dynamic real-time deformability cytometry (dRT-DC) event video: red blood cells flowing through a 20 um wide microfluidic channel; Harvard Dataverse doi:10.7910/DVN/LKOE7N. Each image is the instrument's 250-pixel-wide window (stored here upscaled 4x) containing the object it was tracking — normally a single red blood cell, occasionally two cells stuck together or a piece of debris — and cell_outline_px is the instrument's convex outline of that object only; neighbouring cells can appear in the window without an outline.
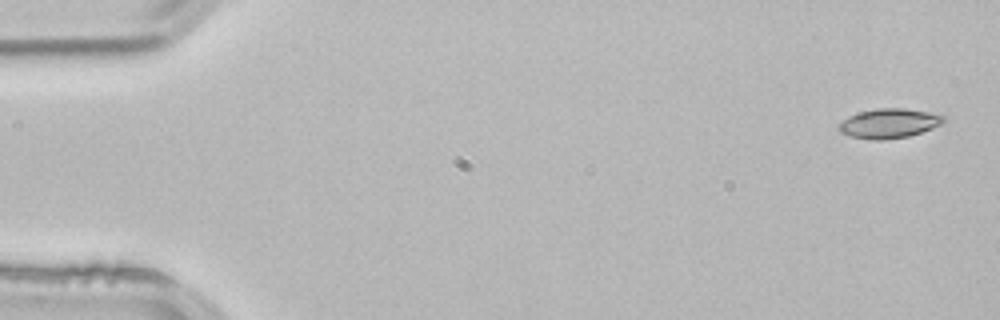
{"species": "common noctule bat (a hibernating species)", "species_latin": "Nyctalus noctula", "temperature_condition": "room temperature", "stored_images_in_passage": 3, "camera_frame_rate_fps": 3000, "um_per_image_px": 0.085, "animal": {"sex": "male", "body_mass_g": 21.5, "forearm_length_mm": 52.0}, "frame": {"image": 1, "passage_image": 1, "time_ms": 0.0, "image_size_px": [1000, 320], "cell_outline_px": [[944, 120], [940, 124], [932, 128], [908, 136], [884, 140], [868, 140], [852, 136], [840, 132], [836, 128], [848, 116], [860, 112], [876, 108], [904, 108], [928, 112], [944, 116]], "centroid_in_image_um": [75.53, 10.49], "position_along_channel_um": 9.5, "area_um2": 17.86}}
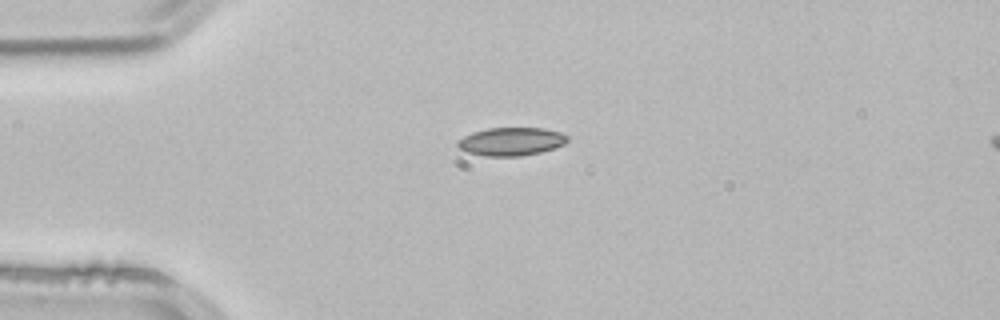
{"frame": {"image": 2, "passage_image": 3, "time_ms": 0.667, "image_size_px": [1000, 320], "cell_outline_px": [[568, 140], [564, 144], [540, 152], [520, 156], [484, 156], [468, 152], [460, 148], [456, 144], [456, 140], [472, 132], [488, 128], [544, 128], [560, 132], [568, 136]], "centroid_in_image_um": [43.43, 12.02], "position_along_channel_um": 41.6, "area_um2": 17.98}}